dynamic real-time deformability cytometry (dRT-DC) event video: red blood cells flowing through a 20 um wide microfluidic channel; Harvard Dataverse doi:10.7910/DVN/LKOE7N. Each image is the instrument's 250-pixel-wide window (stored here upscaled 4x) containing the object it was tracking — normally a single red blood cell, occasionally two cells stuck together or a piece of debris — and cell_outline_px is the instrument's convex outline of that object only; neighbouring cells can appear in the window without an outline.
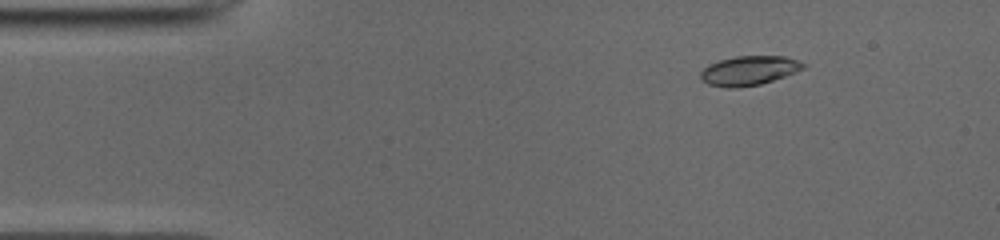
{"species": "common noctule bat (a hibernating species)", "species_latin": "Nyctalus noctula", "temperature_condition": "cold", "stored_images_in_passage": 51, "camera_frame_rate_fps": 3000, "um_per_image_px": 0.085, "animal": {"sex": "male", "body_mass_g": 19.0, "forearm_length_mm": 50.8}, "frame": {"image": 1, "passage_image": 7, "time_ms": 2.0, "image_size_px": [1000, 240], "cell_outline_px": [[808, 64], [804, 68], [784, 76], [760, 84], [736, 88], [728, 88], [708, 84], [700, 80], [700, 72], [708, 64], [720, 60], [736, 56], [784, 56]], "centroid_in_image_um": [63.63, 6.0], "position_along_channel_um": 21.4, "area_um2": 17.51}}
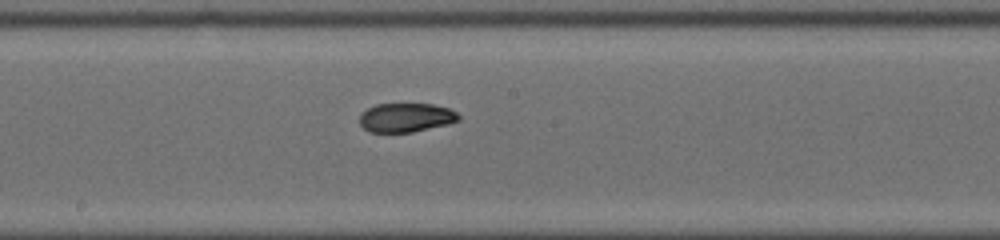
{"frame": {"image": 2, "passage_image": 27, "time_ms": 8.667, "image_size_px": [1000, 240], "cell_outline_px": [[460, 120], [448, 124], [412, 132], [368, 132], [360, 124], [360, 116], [368, 108], [376, 104], [432, 104], [448, 108], [456, 112], [460, 116]], "centroid_in_image_um": [34.52, 9.99], "position_along_channel_um": 213.7, "area_um2": 16.65}}
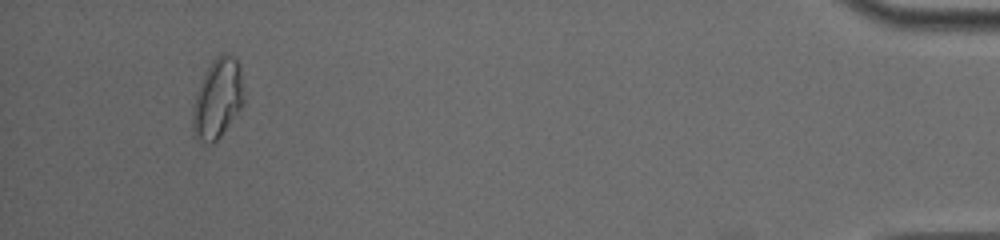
{"frame": {"image": 3, "passage_image": 48, "time_ms": 15.667, "image_size_px": [1000, 240], "cell_outline_px": [[244, 104], [220, 136], [212, 144], [208, 144], [196, 140], [192, 124], [192, 108], [196, 92], [212, 60], [216, 56], [224, 52], [232, 52], [240, 64], [244, 100]], "centroid_in_image_um": [18.5, 8.35], "position_along_channel_um": 416.7, "area_um2": 23.99}, "authors_computed_cell_mechanics": {"area_um2": 17.5712, "velocity_mm_per_s": 3.9518, "shape_relaxation_time_tau1_ms": 8.2532, "shape_relaxation_time_tau2_ms": 1.1054, "deformation_change_tau1": 0.2474, "deformation_change_tau2": 0.0461}}